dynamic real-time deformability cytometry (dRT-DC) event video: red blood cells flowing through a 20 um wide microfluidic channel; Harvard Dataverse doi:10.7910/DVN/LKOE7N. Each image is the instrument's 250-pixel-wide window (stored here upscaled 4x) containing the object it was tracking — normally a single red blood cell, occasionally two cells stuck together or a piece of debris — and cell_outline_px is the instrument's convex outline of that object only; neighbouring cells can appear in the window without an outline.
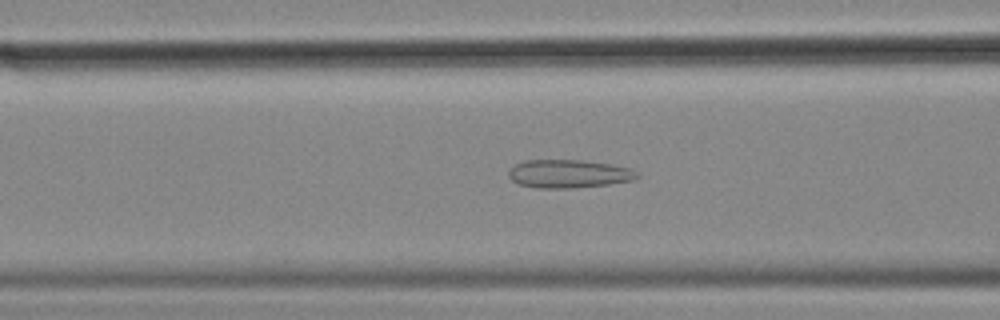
{"species": "common noctule bat (a hibernating species)", "species_latin": "Nyctalus noctula", "temperature_condition": "cold", "stored_images_in_passage": 55, "camera_frame_rate_fps": 3000, "um_per_image_px": 0.085, "animal": {"sex": "female", "body_mass_g": 18.4}, "frame": {"image": 1, "passage_image": 21, "time_ms": 6.667, "image_size_px": [1000, 320], "cell_outline_px": [[640, 176], [636, 180], [608, 184], [572, 188], [536, 188], [520, 184], [512, 180], [508, 176], [508, 172], [516, 164], [524, 160], [584, 160], [612, 164], [632, 168], [640, 172]], "centroid_in_image_um": [48.41, 14.77], "position_along_channel_um": 118.2, "area_um2": 21.39}}
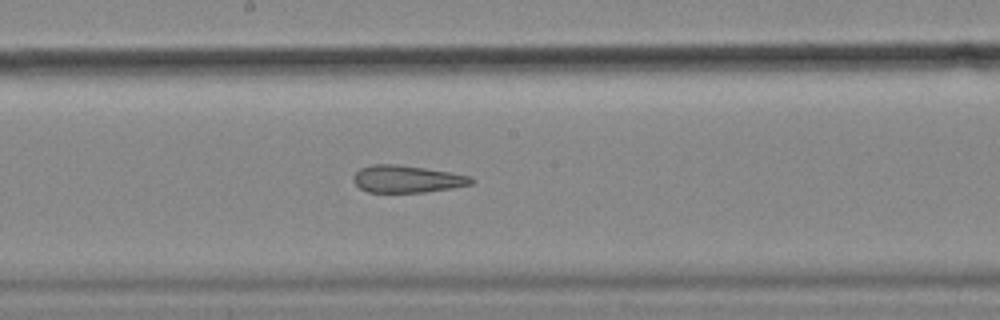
{"frame": {"image": 2, "passage_image": 29, "time_ms": 9.333, "image_size_px": [1000, 320], "cell_outline_px": [[476, 180], [472, 184], [452, 188], [424, 192], [368, 192], [360, 188], [352, 180], [352, 176], [360, 168], [372, 164], [396, 164], [424, 168], [472, 176]], "centroid_in_image_um": [34.59, 15.21], "position_along_channel_um": 213.6, "area_um2": 18.73}}
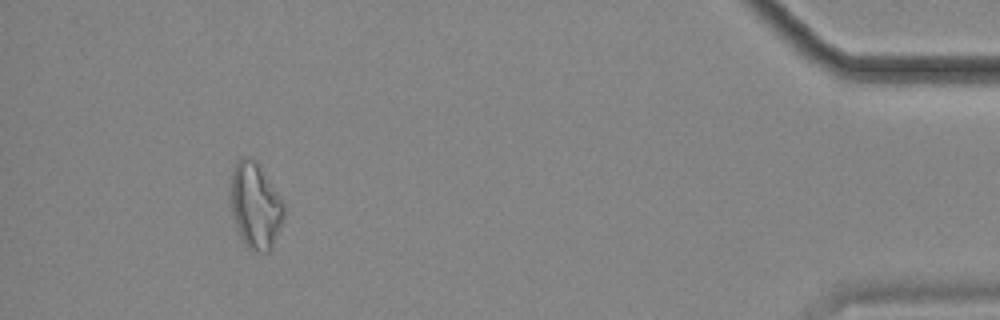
{"frame": {"image": 3, "passage_image": 51, "time_ms": 16.667, "image_size_px": [1000, 320], "cell_outline_px": [[284, 220], [272, 248], [268, 252], [252, 252], [244, 244], [240, 236], [232, 212], [232, 172], [236, 160], [244, 156], [252, 156], [260, 164], [284, 204]], "centroid_in_image_um": [21.73, 17.47], "position_along_channel_um": 413.5, "area_um2": 26.76}, "authors_computed_cell_mechanics": {"area_um2": 24.2182, "velocity_mm_per_s": 3.587, "shape_relaxation_time_tau1_ms": null, "shape_relaxation_time_tau2_ms": 3.1628, "deformation_change_tau1": null, "deformation_change_tau2": 0.1316}}